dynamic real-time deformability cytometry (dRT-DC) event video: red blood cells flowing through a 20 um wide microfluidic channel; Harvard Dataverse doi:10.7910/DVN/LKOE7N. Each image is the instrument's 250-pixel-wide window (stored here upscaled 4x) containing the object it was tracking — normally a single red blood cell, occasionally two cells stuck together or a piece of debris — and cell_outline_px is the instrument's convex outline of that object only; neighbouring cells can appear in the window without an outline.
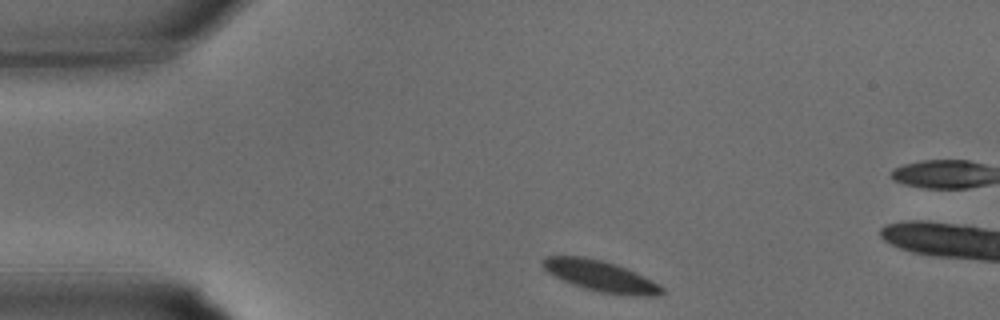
{"species": "common noctule bat (a hibernating species)", "species_latin": "Nyctalus noctula", "temperature_condition": "warm", "stored_images_in_passage": 4, "camera_frame_rate_fps": 3000, "um_per_image_px": 0.085, "animal": {"sex": "male", "body_mass_g": 15.6}, "frame": {"image": 1, "passage_image": 1, "time_ms": 0.0, "image_size_px": [1000, 320], "cell_outline_px": [[664, 292], [656, 296], [636, 296], [600, 292], [584, 288], [572, 284], [548, 272], [540, 264], [540, 260], [544, 256], [584, 256], [616, 264], [652, 280], [660, 284], [664, 288]], "centroid_in_image_um": [51.04, 23.46], "position_along_channel_um": 34.0, "area_um2": 21.39}}